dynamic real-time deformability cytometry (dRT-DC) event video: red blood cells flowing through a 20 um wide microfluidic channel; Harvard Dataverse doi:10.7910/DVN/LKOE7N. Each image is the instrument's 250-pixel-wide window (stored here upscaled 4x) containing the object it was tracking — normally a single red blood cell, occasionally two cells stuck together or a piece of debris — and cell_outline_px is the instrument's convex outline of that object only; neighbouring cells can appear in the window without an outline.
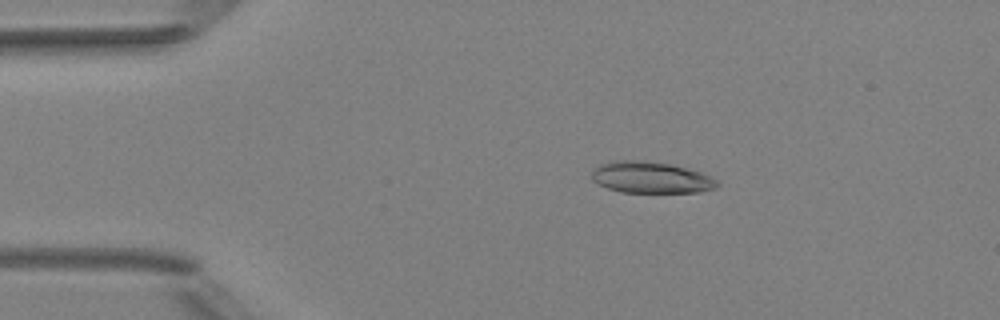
{"species": "Egyptian fruit bat (a non-hibernating species)", "species_latin": "Rousettus aegyptiacus", "temperature_condition": "room temperature", "stored_images_in_passage": 5, "camera_frame_rate_fps": 3000, "um_per_image_px": 0.085, "animal": {"sex": "female"}, "frame": {"image": 1, "passage_image": 2, "time_ms": 1.0, "image_size_px": [1000, 320], "cell_outline_px": [[720, 184], [716, 188], [700, 192], [620, 192], [608, 188], [592, 180], [592, 168], [600, 164], [620, 160], [644, 160], [668, 164], [700, 172], [716, 180]], "centroid_in_image_um": [55.3, 15.09], "position_along_channel_um": 29.7, "area_um2": 22.77}}
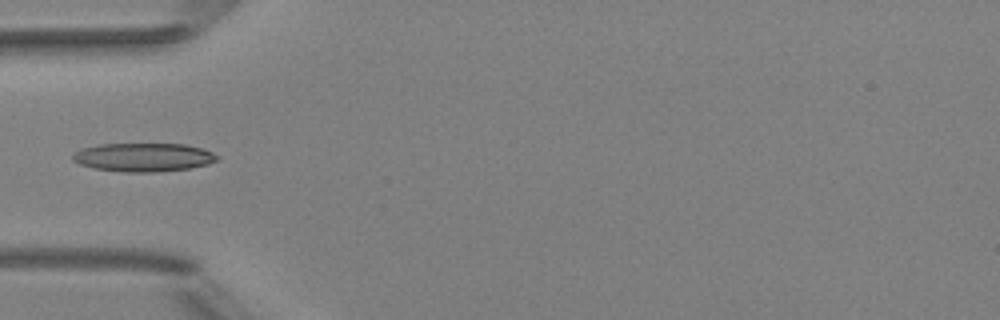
{"frame": {"image": 2, "passage_image": 4, "time_ms": 3.333, "image_size_px": [1000, 320], "cell_outline_px": [[220, 156], [216, 160], [208, 164], [188, 168], [156, 172], [124, 172], [92, 168], [80, 164], [72, 160], [72, 156], [80, 148], [100, 144], [184, 144], [200, 148], [212, 152]], "centroid_in_image_um": [12.16, 13.37], "position_along_channel_um": 72.8, "area_um2": 23.99}}
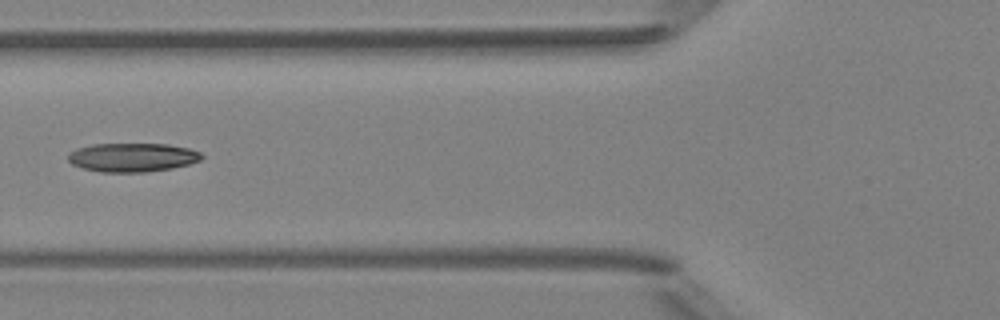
{"frame": {"image": 3, "passage_image": 5, "time_ms": 4.333, "image_size_px": [1000, 320], "cell_outline_px": [[204, 156], [200, 160], [188, 164], [172, 168], [144, 172], [100, 172], [84, 168], [72, 164], [68, 160], [68, 156], [76, 148], [92, 144], [168, 144], [188, 148], [200, 152]], "centroid_in_image_um": [11.26, 13.37], "position_along_channel_um": 114.5, "area_um2": 22.31}}